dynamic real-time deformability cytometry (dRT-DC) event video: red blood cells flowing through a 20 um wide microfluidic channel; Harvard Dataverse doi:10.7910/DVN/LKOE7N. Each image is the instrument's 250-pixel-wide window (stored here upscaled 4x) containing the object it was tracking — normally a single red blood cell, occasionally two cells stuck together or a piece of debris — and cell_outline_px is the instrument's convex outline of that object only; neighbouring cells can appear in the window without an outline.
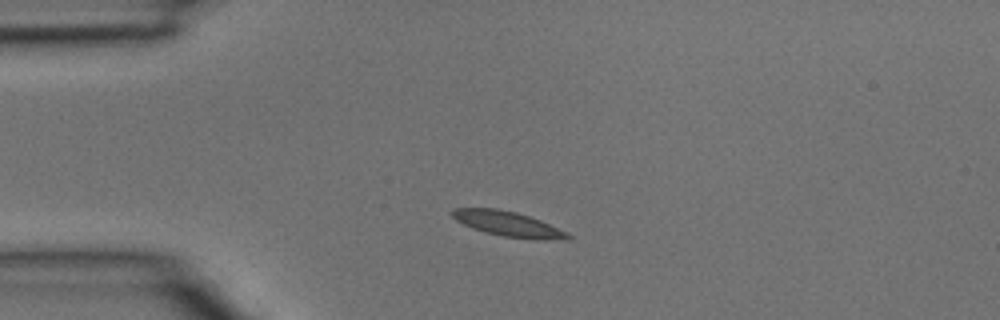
{"species": "common noctule bat (a hibernating species)", "species_latin": "Nyctalus noctula", "temperature_condition": "room temperature", "stored_images_in_passage": 2, "camera_frame_rate_fps": 3000, "um_per_image_px": 0.085, "animal": {"sex": "male", "body_mass_g": 15.6}, "frame": {"image": 1, "passage_image": 1, "time_ms": 0.0, "image_size_px": [1000, 320], "cell_outline_px": [[572, 240], [540, 240], [504, 236], [472, 228], [456, 220], [452, 216], [452, 208], [496, 208], [516, 212], [540, 220], [568, 232], [572, 236]], "centroid_in_image_um": [43.26, 19.04], "position_along_channel_um": 41.7, "area_um2": 16.82}}